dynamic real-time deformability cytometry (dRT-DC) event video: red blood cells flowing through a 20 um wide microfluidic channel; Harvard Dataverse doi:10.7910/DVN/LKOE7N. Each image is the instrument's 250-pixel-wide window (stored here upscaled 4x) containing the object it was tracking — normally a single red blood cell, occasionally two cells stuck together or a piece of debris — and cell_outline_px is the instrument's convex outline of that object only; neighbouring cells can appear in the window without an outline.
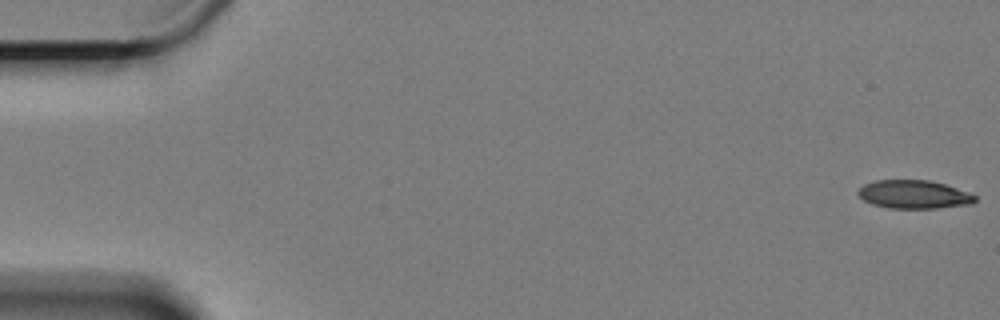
{"species": "Egyptian fruit bat (a non-hibernating species)", "species_latin": "Rousettus aegyptiacus", "temperature_condition": "cold", "stored_images_in_passage": 4, "camera_frame_rate_fps": 3000, "um_per_image_px": 0.085, "animal": {"sex": "female"}, "frame": {"image": 1, "passage_image": 1, "time_ms": 0.0, "image_size_px": [1000, 320], "cell_outline_px": [[976, 200], [972, 204], [936, 208], [888, 208], [872, 204], [864, 200], [856, 192], [864, 184], [876, 180], [928, 180], [944, 184], [968, 192], [976, 196]], "centroid_in_image_um": [77.67, 16.53], "position_along_channel_um": 7.3, "area_um2": 19.25}}